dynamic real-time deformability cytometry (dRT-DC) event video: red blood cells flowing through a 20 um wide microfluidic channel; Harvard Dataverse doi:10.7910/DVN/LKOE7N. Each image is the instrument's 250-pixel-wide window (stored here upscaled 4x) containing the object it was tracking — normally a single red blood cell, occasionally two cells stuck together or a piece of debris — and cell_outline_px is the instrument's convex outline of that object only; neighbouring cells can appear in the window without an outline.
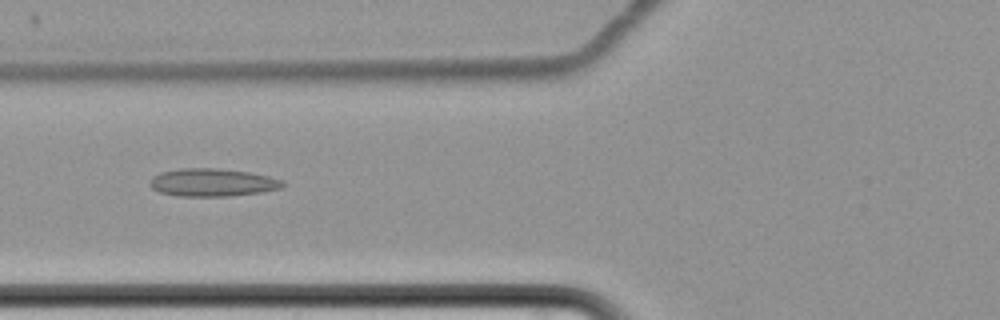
{"species": "common noctule bat (a hibernating species)", "species_latin": "Nyctalus noctula", "temperature_condition": "cold", "stored_images_in_passage": 9, "camera_frame_rate_fps": 3000, "um_per_image_px": 0.085, "animal": {"sex": "female", "body_mass_g": 22.7, "forearm_length_mm": 54.2}, "frame": {"image": 1, "passage_image": 8, "time_ms": 9.0, "image_size_px": [1000, 320], "cell_outline_px": [[284, 184], [280, 188], [260, 192], [228, 196], [176, 196], [160, 192], [152, 188], [148, 184], [152, 176], [160, 172], [180, 168], [216, 168], [248, 172], [268, 176], [284, 180]], "centroid_in_image_um": [18.01, 15.5], "position_along_channel_um": 107.8, "area_um2": 21.56}}
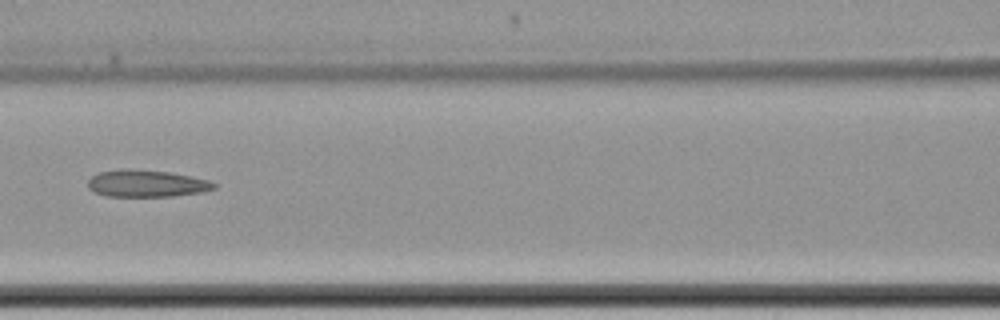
{"frame": {"image": 2, "passage_image": 9, "time_ms": 10.333, "image_size_px": [1000, 320], "cell_outline_px": [[216, 188], [204, 192], [172, 196], [108, 196], [96, 192], [88, 188], [88, 180], [92, 176], [100, 172], [120, 168], [128, 168], [168, 172], [208, 180], [216, 184]], "centroid_in_image_um": [12.45, 15.59], "position_along_channel_um": 154.2, "area_um2": 19.77}}